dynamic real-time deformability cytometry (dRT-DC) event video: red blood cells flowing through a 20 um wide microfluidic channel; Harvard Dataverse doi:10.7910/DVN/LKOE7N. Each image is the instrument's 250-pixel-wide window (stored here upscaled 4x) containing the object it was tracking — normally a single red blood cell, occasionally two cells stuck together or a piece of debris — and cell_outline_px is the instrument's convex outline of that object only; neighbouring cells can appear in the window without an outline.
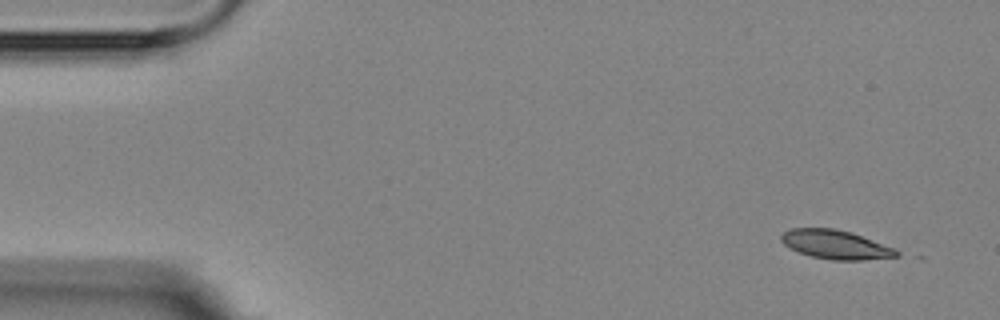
{"species": "Egyptian fruit bat (a non-hibernating species)", "species_latin": "Rousettus aegyptiacus", "temperature_condition": "room temperature", "stored_images_in_passage": 4, "camera_frame_rate_fps": 3000, "um_per_image_px": 0.085, "animal": {"sex": "female"}, "frame": {"image": 1, "passage_image": 1, "time_ms": 0.0, "image_size_px": [1000, 320], "cell_outline_px": [[900, 256], [860, 260], [832, 260], [812, 256], [800, 252], [784, 244], [780, 240], [780, 236], [784, 232], [792, 228], [836, 228], [852, 232], [896, 248], [900, 252]], "centroid_in_image_um": [71.07, 20.78], "position_along_channel_um": 13.9, "area_um2": 19.48}}